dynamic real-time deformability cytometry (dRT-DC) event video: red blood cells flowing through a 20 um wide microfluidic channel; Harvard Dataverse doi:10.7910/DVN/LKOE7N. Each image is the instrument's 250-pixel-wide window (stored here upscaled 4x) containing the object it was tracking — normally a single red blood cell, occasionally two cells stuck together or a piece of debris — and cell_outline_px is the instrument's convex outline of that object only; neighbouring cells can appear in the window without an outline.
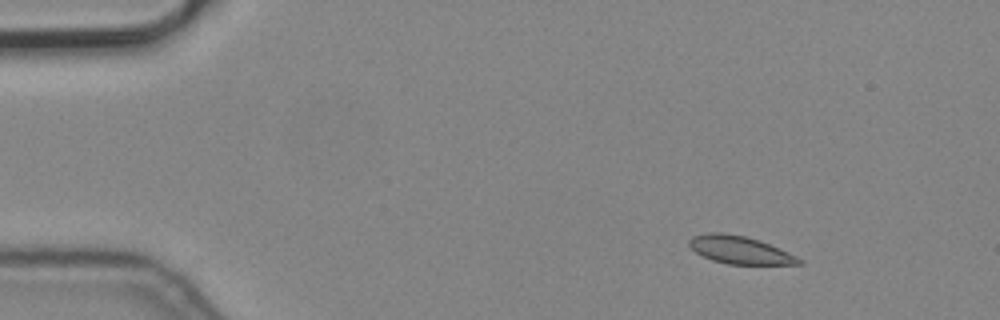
{"species": "common noctule bat (a hibernating species)", "species_latin": "Nyctalus noctula", "temperature_condition": "cold", "stored_images_in_passage": 6, "camera_frame_rate_fps": 3000, "um_per_image_px": 0.085, "animal": {"sex": "male", "body_mass_g": 19.2, "forearm_length_mm": 51.8}, "frame": {"image": 1, "passage_image": 1, "time_ms": 0.0, "image_size_px": [1000, 320], "cell_outline_px": [[804, 264], [728, 264], [712, 260], [696, 252], [688, 244], [688, 240], [692, 236], [708, 232], [720, 232], [744, 236], [768, 244], [796, 256], [804, 260]], "centroid_in_image_um": [62.86, 21.25], "position_along_channel_um": 22.1, "area_um2": 17.46}}
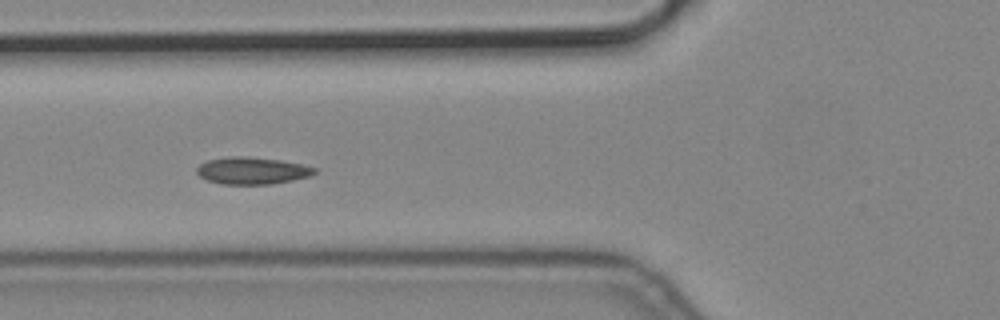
{"frame": {"image": 2, "passage_image": 5, "time_ms": 1.333, "image_size_px": [1000, 320], "cell_outline_px": [[316, 172], [308, 176], [292, 180], [272, 184], [220, 184], [208, 180], [200, 176], [196, 172], [196, 168], [200, 164], [208, 160], [228, 156], [248, 156], [280, 160], [300, 164], [316, 168]], "centroid_in_image_um": [21.39, 14.5], "position_along_channel_um": 104.4, "area_um2": 18.5}}
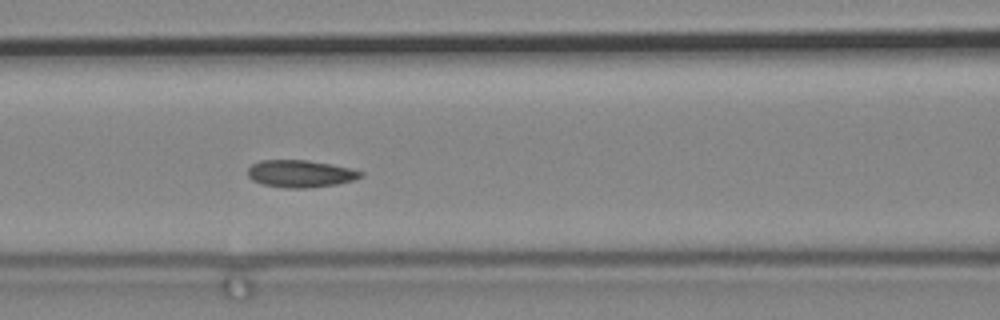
{"frame": {"image": 3, "passage_image": 6, "time_ms": 1.667, "image_size_px": [1000, 320], "cell_outline_px": [[364, 172], [360, 176], [352, 180], [336, 184], [304, 188], [284, 188], [264, 184], [252, 180], [248, 176], [248, 168], [252, 164], [260, 160], [308, 160], [332, 164], [352, 168]], "centroid_in_image_um": [25.51, 14.75], "position_along_channel_um": 141.1, "area_um2": 17.86}}